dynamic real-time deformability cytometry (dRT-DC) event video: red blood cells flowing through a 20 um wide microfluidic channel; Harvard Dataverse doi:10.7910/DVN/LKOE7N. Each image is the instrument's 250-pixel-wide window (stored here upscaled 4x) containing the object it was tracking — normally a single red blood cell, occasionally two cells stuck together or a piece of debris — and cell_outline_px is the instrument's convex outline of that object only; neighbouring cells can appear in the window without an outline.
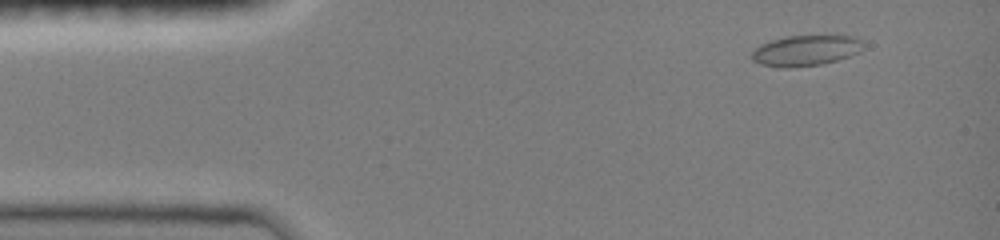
{"species": "common noctule bat (a hibernating species)", "species_latin": "Nyctalus noctula", "temperature_condition": "room temperature", "stored_images_in_passage": 7, "camera_frame_rate_fps": 3000, "um_per_image_px": 0.085, "animal": {"sex": "female", "body_mass_g": 19.0, "forearm_length_mm": 51.5}, "frame": {"image": 1, "passage_image": 3, "time_ms": 1.333, "image_size_px": [1000, 240], "cell_outline_px": [[864, 48], [860, 52], [836, 60], [820, 64], [788, 68], [776, 68], [760, 64], [752, 60], [752, 52], [760, 44], [784, 36], [856, 36], [864, 44]], "centroid_in_image_um": [68.47, 4.3], "position_along_channel_um": 16.5, "area_um2": 19.94}}